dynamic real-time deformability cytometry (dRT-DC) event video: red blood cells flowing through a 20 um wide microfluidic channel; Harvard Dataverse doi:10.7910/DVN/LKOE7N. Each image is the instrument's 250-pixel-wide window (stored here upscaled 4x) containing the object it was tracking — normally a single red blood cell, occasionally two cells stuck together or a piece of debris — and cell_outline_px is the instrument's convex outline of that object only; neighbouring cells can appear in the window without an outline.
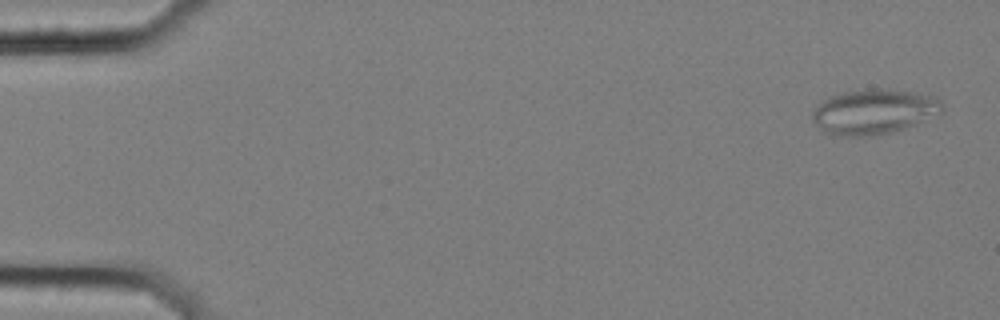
{"species": "common noctule bat (a hibernating species)", "species_latin": "Nyctalus noctula", "temperature_condition": "cold", "stored_images_in_passage": 5, "camera_frame_rate_fps": 3000, "um_per_image_px": 0.085, "animal": {"sex": "female", "body_mass_g": 25.1}, "frame": {"image": 1, "passage_image": 1, "time_ms": 0.0, "image_size_px": [1000, 320], "cell_outline_px": [[944, 112], [904, 128], [892, 132], [872, 136], [832, 136], [816, 124], [812, 120], [812, 112], [828, 96], [844, 92], [872, 88], [880, 88], [936, 96], [944, 104]], "centroid_in_image_um": [74.3, 9.49], "position_along_channel_um": 10.7, "area_um2": 33.99}}